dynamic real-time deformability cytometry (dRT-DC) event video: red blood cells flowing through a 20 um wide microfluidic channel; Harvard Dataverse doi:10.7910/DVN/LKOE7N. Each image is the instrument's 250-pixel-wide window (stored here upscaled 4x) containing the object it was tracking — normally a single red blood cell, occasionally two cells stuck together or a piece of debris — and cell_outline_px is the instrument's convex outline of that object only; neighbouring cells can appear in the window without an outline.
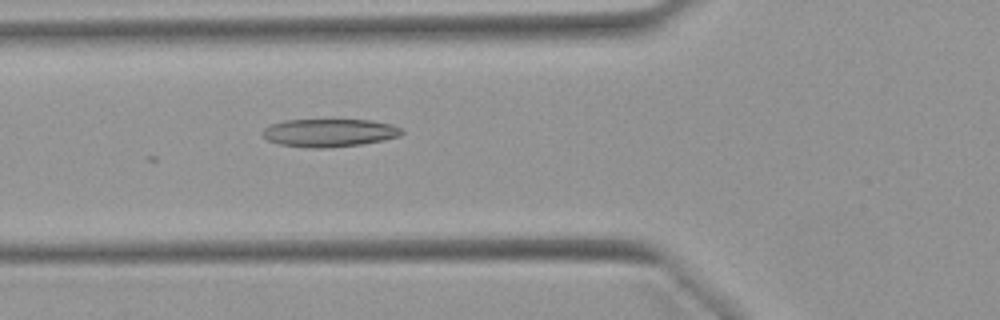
{"species": "Egyptian fruit bat (a non-hibernating species)", "species_latin": "Rousettus aegyptiacus", "temperature_condition": "warm", "stored_images_in_passage": 27, "camera_frame_rate_fps": 3000, "um_per_image_px": 0.085, "animal": {"sex": "female"}, "frame": {"image": 1, "passage_image": 19, "time_ms": 6.0, "image_size_px": [1000, 320], "cell_outline_px": [[404, 132], [400, 136], [384, 140], [360, 144], [328, 148], [308, 148], [280, 144], [268, 140], [260, 132], [264, 128], [272, 124], [284, 120], [372, 120], [392, 124], [400, 128]], "centroid_in_image_um": [28.0, 11.29], "position_along_channel_um": 97.8, "area_um2": 22.72}}
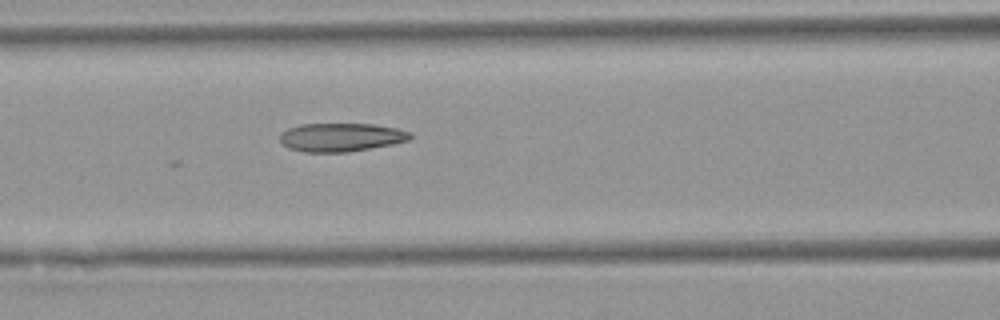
{"frame": {"image": 2, "passage_image": 22, "time_ms": 7.0, "image_size_px": [1000, 320], "cell_outline_px": [[412, 136], [408, 140], [392, 144], [348, 152], [304, 152], [288, 148], [280, 140], [280, 132], [288, 128], [300, 124], [372, 124], [396, 128], [412, 132]], "centroid_in_image_um": [28.97, 11.66], "position_along_channel_um": 137.6, "area_um2": 21.62}}
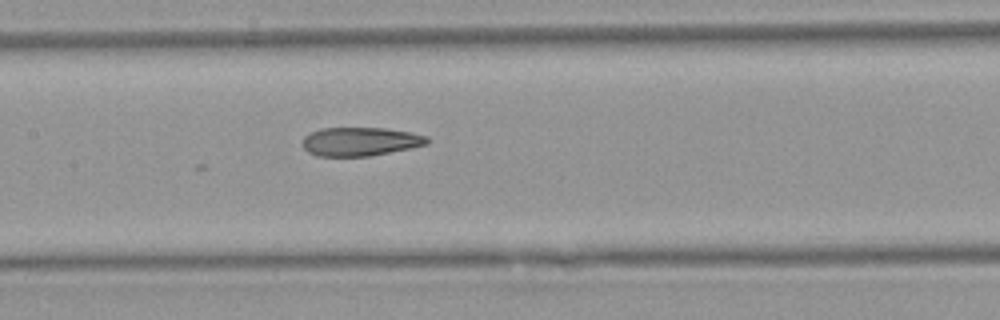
{"frame": {"image": 3, "passage_image": 25, "time_ms": 8.0, "image_size_px": [1000, 320], "cell_outline_px": [[428, 144], [412, 148], [368, 156], [316, 156], [308, 152], [304, 148], [304, 136], [320, 128], [384, 128], [412, 132], [428, 136]], "centroid_in_image_um": [30.65, 12.03], "position_along_channel_um": 176.8, "area_um2": 20.81}}